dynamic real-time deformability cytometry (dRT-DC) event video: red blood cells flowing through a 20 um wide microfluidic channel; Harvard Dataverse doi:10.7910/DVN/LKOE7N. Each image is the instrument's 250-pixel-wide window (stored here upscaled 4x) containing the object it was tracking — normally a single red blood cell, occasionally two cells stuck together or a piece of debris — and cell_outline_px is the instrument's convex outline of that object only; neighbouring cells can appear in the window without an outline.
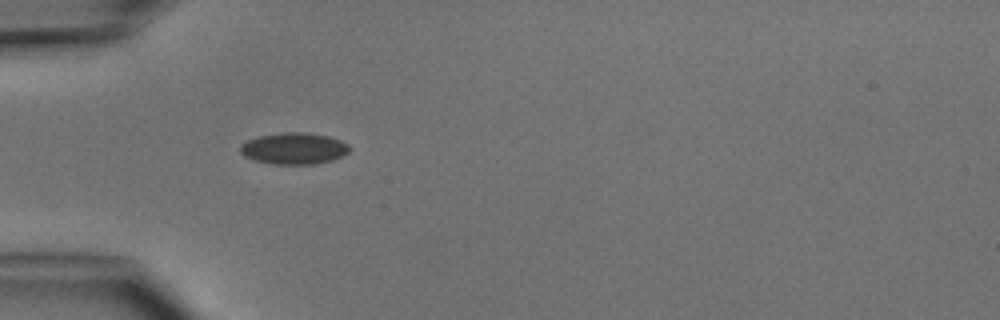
{"species": "common noctule bat (a hibernating species)", "species_latin": "Nyctalus noctula", "temperature_condition": "cold", "stored_images_in_passage": 3, "camera_frame_rate_fps": 3000, "um_per_image_px": 0.085, "animal": {"sex": "male", "body_mass_g": 15.6}, "frame": {"image": 1, "passage_image": 1, "time_ms": 0.0, "image_size_px": [1000, 320], "cell_outline_px": [[352, 148], [344, 156], [332, 160], [312, 164], [272, 164], [256, 160], [244, 156], [240, 152], [240, 144], [248, 140], [260, 136], [284, 132], [300, 132], [328, 136], [340, 140], [348, 144]], "centroid_in_image_um": [25.01, 12.62], "position_along_channel_um": 60.0, "area_um2": 20.0}}